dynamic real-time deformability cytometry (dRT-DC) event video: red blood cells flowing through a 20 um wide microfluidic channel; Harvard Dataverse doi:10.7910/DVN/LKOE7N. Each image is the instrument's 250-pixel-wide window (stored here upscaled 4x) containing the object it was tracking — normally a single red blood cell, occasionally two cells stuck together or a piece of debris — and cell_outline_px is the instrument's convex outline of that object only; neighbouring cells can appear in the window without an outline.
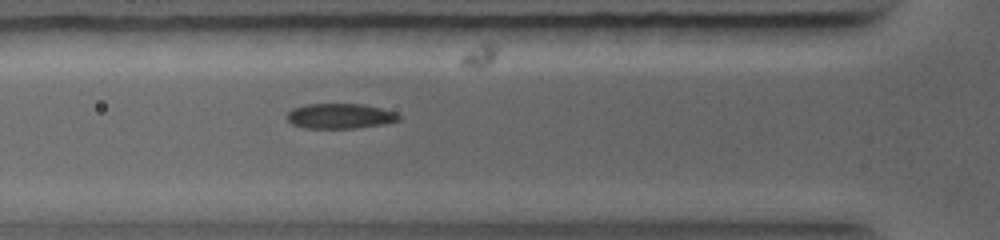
{"species": "common noctule bat (a hibernating species)", "species_latin": "Nyctalus noctula", "temperature_condition": "warm", "stored_images_in_passage": 32, "camera_frame_rate_fps": 5000, "um_per_image_px": 0.085, "animal": {"sex": "female", "body_mass_g": 19.0, "forearm_length_mm": 56.7}, "frame": {"image": 1, "passage_image": 10, "time_ms": 3.2, "image_size_px": [1000, 240], "cell_outline_px": [[400, 120], [384, 124], [352, 128], [308, 128], [292, 124], [284, 116], [292, 108], [304, 104], [360, 104], [380, 108], [396, 112], [400, 116]], "centroid_in_image_um": [28.87, 9.86], "position_along_channel_um": 96.9, "area_um2": 16.36}}
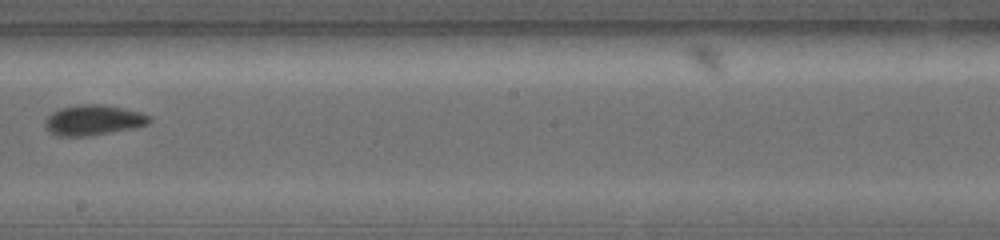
{"frame": {"image": 2, "passage_image": 16, "time_ms": 6.0, "image_size_px": [1000, 240], "cell_outline_px": [[152, 120], [148, 124], [136, 128], [84, 136], [56, 136], [44, 124], [44, 120], [52, 112], [60, 108], [80, 104], [100, 104], [124, 108], [140, 112], [152, 116]], "centroid_in_image_um": [7.97, 10.2], "position_along_channel_um": 240.2, "area_um2": 18.44}}
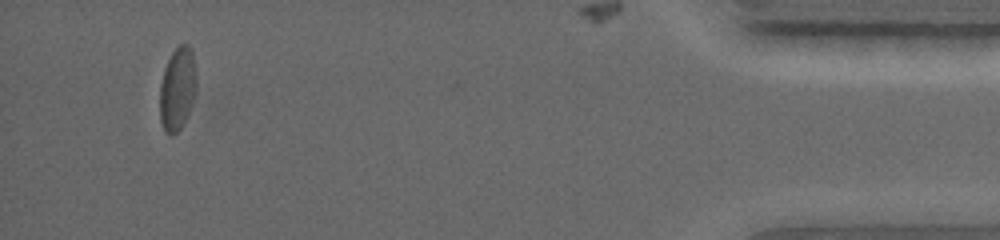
{"frame": {"image": 3, "passage_image": 29, "time_ms": 11.2, "image_size_px": [1000, 240], "cell_outline_px": [[196, 88], [192, 104], [180, 128], [172, 136], [164, 132], [160, 120], [160, 84], [164, 68], [172, 52], [180, 44], [188, 44], [192, 48], [196, 76]], "centroid_in_image_um": [15.07, 7.53], "position_along_channel_um": 420.1, "area_um2": 17.74}}